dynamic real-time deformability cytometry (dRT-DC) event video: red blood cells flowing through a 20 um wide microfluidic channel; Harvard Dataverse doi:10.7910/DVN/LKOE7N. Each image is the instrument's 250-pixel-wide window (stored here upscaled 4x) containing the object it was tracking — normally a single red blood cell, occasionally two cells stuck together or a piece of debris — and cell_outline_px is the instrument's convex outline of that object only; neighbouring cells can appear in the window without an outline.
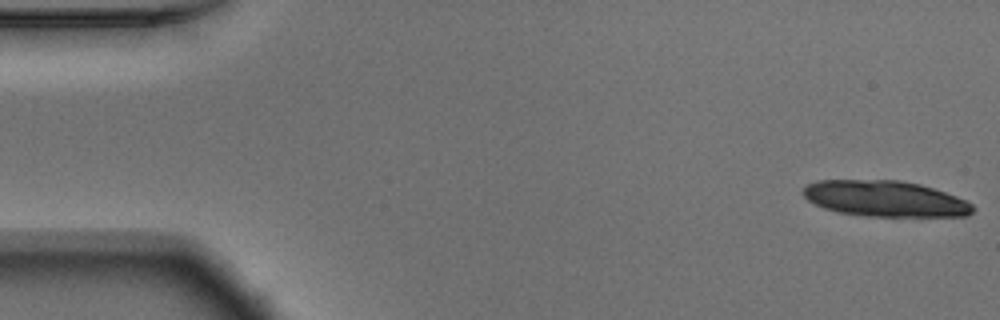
{"species": "Egyptian fruit bat (a non-hibernating species)", "species_latin": "Rousettus aegyptiacus", "temperature_condition": "warm", "stored_images_in_passage": 15, "camera_frame_rate_fps": 3000, "um_per_image_px": 0.085, "animal": {"sex": "male"}, "frame": {"image": 1, "passage_image": 1, "time_ms": 0.0, "image_size_px": [1000, 320], "cell_outline_px": [[976, 208], [968, 216], [864, 216], [836, 212], [824, 208], [808, 200], [800, 192], [808, 184], [816, 180], [900, 180], [920, 184], [956, 196], [972, 204]], "centroid_in_image_um": [75.21, 16.89], "position_along_channel_um": 9.8, "area_um2": 35.55}}